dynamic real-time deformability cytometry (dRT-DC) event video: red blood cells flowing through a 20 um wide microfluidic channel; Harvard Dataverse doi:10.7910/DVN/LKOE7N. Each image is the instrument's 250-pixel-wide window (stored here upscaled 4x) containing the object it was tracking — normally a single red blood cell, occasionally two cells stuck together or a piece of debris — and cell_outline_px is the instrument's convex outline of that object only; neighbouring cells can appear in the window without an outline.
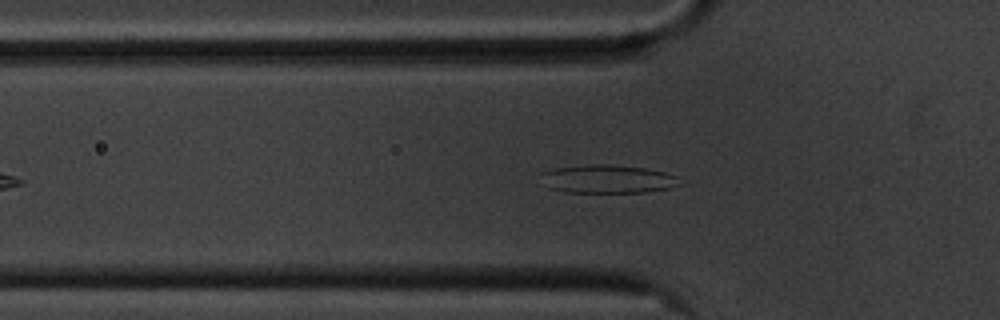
{"species": "common noctule bat (a hibernating species)", "species_latin": "Nyctalus noctula", "temperature_condition": "cold", "stored_images_in_passage": 46, "camera_frame_rate_fps": 3000, "um_per_image_px": 0.085, "animal": {"sex": "male", "body_mass_g": 20.1, "forearm_length_mm": 53.5}, "frame": {"image": 1, "passage_image": 11, "time_ms": 3.333, "image_size_px": [1000, 320], "cell_outline_px": [[684, 184], [672, 188], [644, 192], [564, 192], [548, 188], [536, 184], [540, 172], [556, 168], [584, 164], [612, 164], [644, 168], [664, 172], [676, 176]], "centroid_in_image_um": [51.55, 15.22], "position_along_channel_um": 74.3, "area_um2": 23.64}}
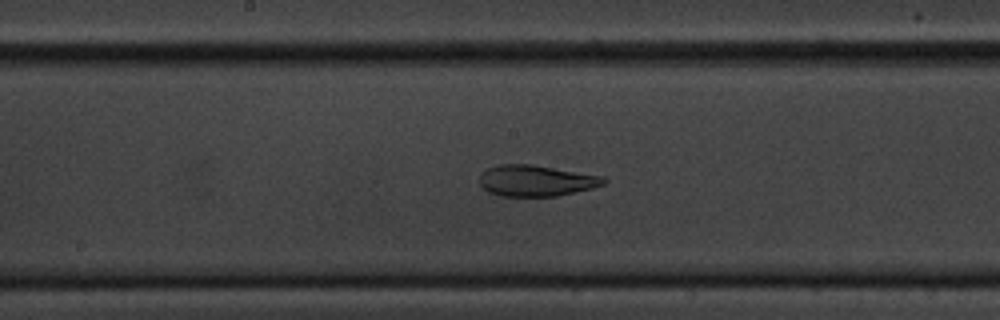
{"frame": {"image": 2, "passage_image": 22, "time_ms": 7.0, "image_size_px": [1000, 320], "cell_outline_px": [[608, 180], [604, 184], [592, 188], [556, 196], [500, 196], [488, 192], [480, 184], [480, 176], [488, 168], [500, 164], [532, 164], [604, 176]], "centroid_in_image_um": [45.59, 15.35], "position_along_channel_um": 202.6, "area_um2": 22.48}}
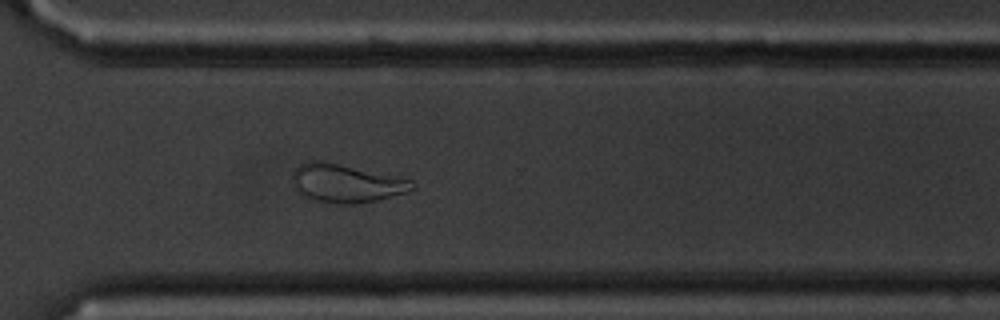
{"frame": {"image": 3, "passage_image": 34, "time_ms": 11.0, "image_size_px": [1000, 320], "cell_outline_px": [[416, 188], [408, 192], [376, 200], [356, 204], [336, 204], [316, 200], [304, 196], [292, 184], [292, 172], [300, 164], [308, 160], [320, 160], [412, 180], [416, 184]], "centroid_in_image_um": [29.41, 15.58], "position_along_channel_um": 341.2, "area_um2": 26.59}, "authors_computed_cell_mechanics": {"area_um2": 23.4668, "velocity_mm_per_s": 3.4789, "shape_relaxation_time_tau1_ms": null, "shape_relaxation_time_tau2_ms": 2.2897, "deformation_change_tau1": null, "deformation_change_tau2": 0.0887}}